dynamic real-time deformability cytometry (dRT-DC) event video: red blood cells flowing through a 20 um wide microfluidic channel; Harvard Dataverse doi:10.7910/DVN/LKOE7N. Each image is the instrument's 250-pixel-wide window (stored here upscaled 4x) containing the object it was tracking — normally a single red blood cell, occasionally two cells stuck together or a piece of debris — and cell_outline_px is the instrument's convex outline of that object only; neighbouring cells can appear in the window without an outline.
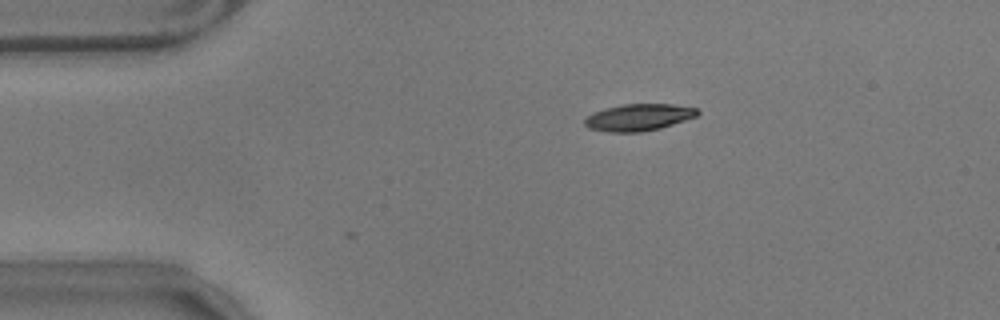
{"species": "common noctule bat (a hibernating species)", "species_latin": "Nyctalus noctula", "temperature_condition": "warm", "stored_images_in_passage": 2, "camera_frame_rate_fps": 3000, "um_per_image_px": 0.085, "animal": {"sex": "male", "body_mass_g": 17.9}, "frame": {"image": 1, "passage_image": 2, "time_ms": 0.333, "image_size_px": [1000, 320], "cell_outline_px": [[700, 112], [696, 116], [660, 128], [640, 132], [608, 132], [588, 128], [584, 124], [584, 120], [592, 112], [604, 108], [624, 104], [672, 104], [696, 108]], "centroid_in_image_um": [54.24, 9.97], "position_along_channel_um": 30.8, "area_um2": 17.57}}